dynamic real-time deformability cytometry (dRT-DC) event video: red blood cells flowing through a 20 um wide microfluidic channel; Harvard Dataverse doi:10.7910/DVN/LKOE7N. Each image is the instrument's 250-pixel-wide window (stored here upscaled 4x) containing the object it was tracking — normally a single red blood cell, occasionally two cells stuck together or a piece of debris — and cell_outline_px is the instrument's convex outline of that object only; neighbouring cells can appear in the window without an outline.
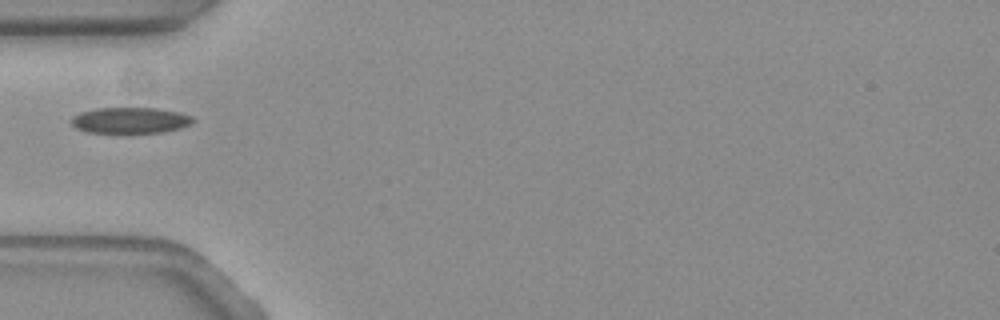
{"species": "common noctule bat (a hibernating species)", "species_latin": "Nyctalus noctula", "temperature_condition": "warm", "stored_images_in_passage": 22, "camera_frame_rate_fps": 3000, "um_per_image_px": 0.085, "animal": {"sex": "female", "body_mass_g": 19.3, "forearm_length_mm": 54.1}, "frame": {"image": 1, "passage_image": 1, "time_ms": 0.0, "image_size_px": [1000, 320], "cell_outline_px": [[196, 120], [192, 124], [180, 128], [160, 132], [88, 132], [76, 128], [72, 124], [72, 116], [80, 112], [96, 108], [156, 108], [180, 112], [192, 116]], "centroid_in_image_um": [11.1, 10.21], "position_along_channel_um": 73.9, "area_um2": 18.32}}
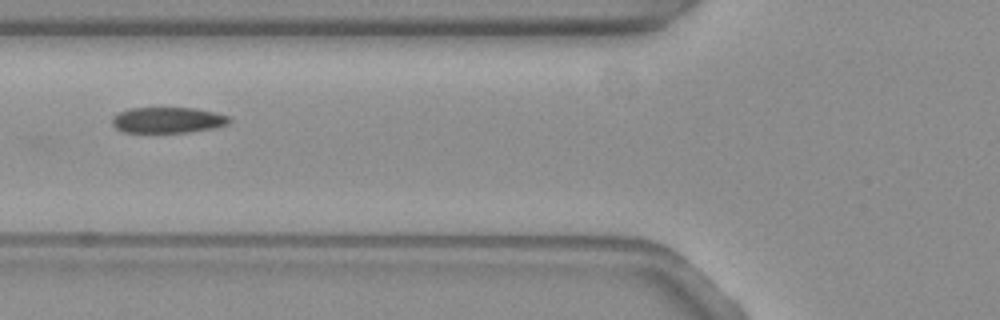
{"frame": {"image": 2, "passage_image": 4, "time_ms": 1.0, "image_size_px": [1000, 320], "cell_outline_px": [[232, 120], [228, 124], [216, 128], [188, 132], [124, 132], [116, 128], [112, 124], [112, 116], [128, 108], [196, 108], [216, 112], [228, 116]], "centroid_in_image_um": [14.29, 10.2], "position_along_channel_um": 111.5, "area_um2": 17.74}}